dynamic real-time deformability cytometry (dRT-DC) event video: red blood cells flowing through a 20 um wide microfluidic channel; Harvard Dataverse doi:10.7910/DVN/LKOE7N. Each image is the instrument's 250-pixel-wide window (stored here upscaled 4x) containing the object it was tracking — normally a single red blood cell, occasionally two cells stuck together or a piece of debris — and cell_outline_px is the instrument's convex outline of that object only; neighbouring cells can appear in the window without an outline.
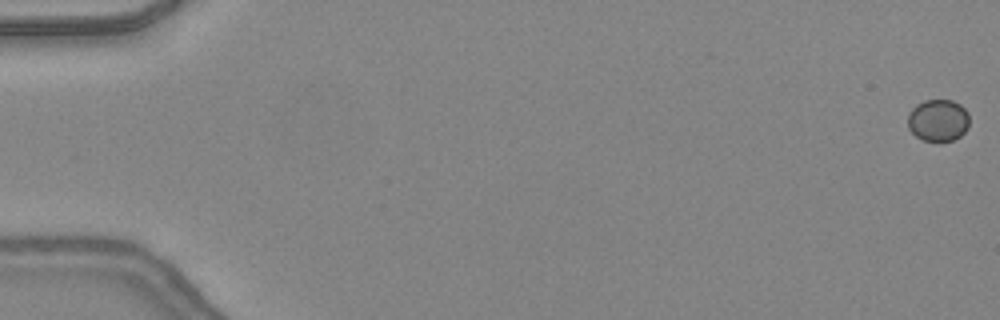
{"species": "common noctule bat (a hibernating species)", "species_latin": "Nyctalus noctula", "temperature_condition": "warm", "stored_images_in_passage": 48, "camera_frame_rate_fps": 3000, "um_per_image_px": 0.085, "animal": {"sex": "female", "body_mass_g": 24.6, "forearm_length_mm": 56.2}, "frame": {"image": 1, "passage_image": 1, "time_ms": 0.0, "image_size_px": [1000, 320], "cell_outline_px": [[968, 128], [960, 136], [952, 140], [936, 144], [924, 140], [916, 136], [908, 128], [908, 116], [912, 108], [916, 104], [924, 100], [952, 100], [960, 104], [968, 112]], "centroid_in_image_um": [79.74, 10.25], "position_along_channel_um": 5.3, "area_um2": 15.37}}
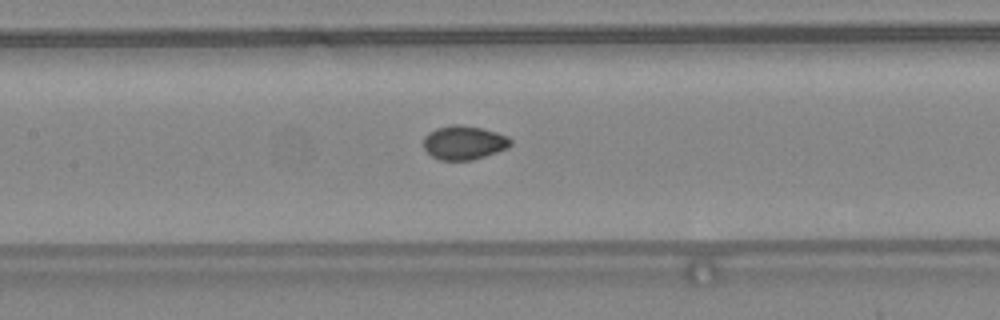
{"frame": {"image": 2, "passage_image": 24, "time_ms": 7.667, "image_size_px": [1000, 320], "cell_outline_px": [[512, 144], [508, 148], [472, 160], [440, 160], [432, 156], [424, 148], [424, 136], [428, 132], [436, 128], [452, 124], [460, 124], [480, 128], [496, 132], [508, 136], [512, 140]], "centroid_in_image_um": [39.43, 12.11], "position_along_channel_um": 168.0, "area_um2": 17.22}}
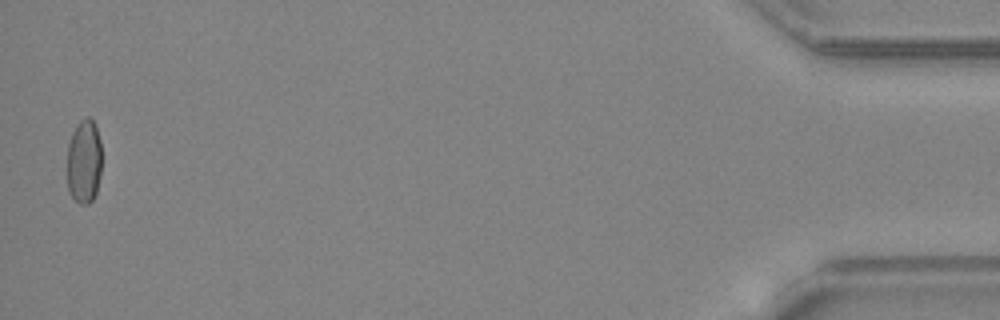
{"frame": {"image": 3, "passage_image": 48, "time_ms": 15.667, "image_size_px": [1000, 320], "cell_outline_px": [[100, 176], [96, 192], [92, 200], [88, 204], [80, 204], [68, 192], [68, 144], [72, 132], [80, 120], [88, 116], [96, 124], [100, 140]], "centroid_in_image_um": [7.14, 13.71], "position_along_channel_um": 428.1, "area_um2": 16.94}, "authors_computed_cell_mechanics": {"area_um2": 16.9354, "velocity_mm_per_s": 4.3997, "shape_relaxation_time_tau1_ms": null, "shape_relaxation_time_tau2_ms": 1.0216, "deformation_change_tau1": null, "deformation_change_tau2": 0.0361}}